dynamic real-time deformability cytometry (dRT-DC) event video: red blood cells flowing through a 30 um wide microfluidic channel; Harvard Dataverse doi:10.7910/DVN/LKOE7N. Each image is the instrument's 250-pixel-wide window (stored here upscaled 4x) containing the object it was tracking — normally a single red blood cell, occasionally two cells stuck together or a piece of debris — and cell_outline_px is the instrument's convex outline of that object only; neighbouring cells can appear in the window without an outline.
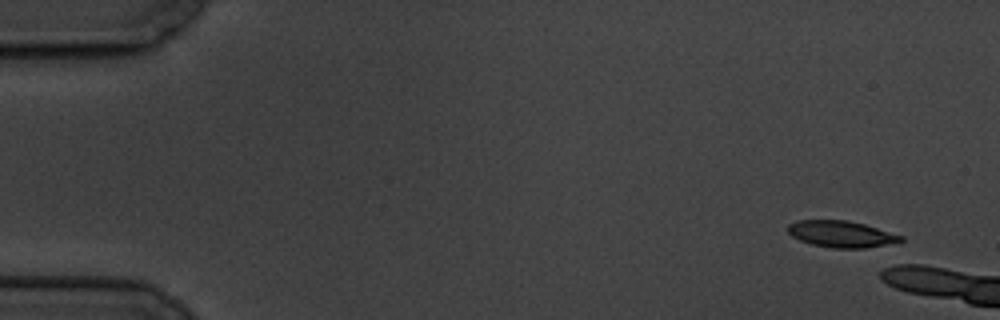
{"species": "common noctule bat (a hibernating species)", "species_latin": "Nyctalus noctula", "temperature_condition": "cold", "stored_images_in_passage": 2, "camera_frame_rate_fps": 3000, "um_per_image_px": 0.085, "animal": {"sex": "male", "body_mass_g": 19.5, "forearm_length_mm": 54.6}, "frame": {"image": 1, "passage_image": 1, "time_ms": 0.0, "image_size_px": [1000, 320], "cell_outline_px": [[904, 240], [864, 248], [832, 248], [812, 244], [800, 240], [792, 236], [788, 232], [788, 224], [796, 220], [848, 220], [864, 224], [904, 236]], "centroid_in_image_um": [71.47, 19.88], "position_along_channel_um": 13.5, "area_um2": 17.28}}